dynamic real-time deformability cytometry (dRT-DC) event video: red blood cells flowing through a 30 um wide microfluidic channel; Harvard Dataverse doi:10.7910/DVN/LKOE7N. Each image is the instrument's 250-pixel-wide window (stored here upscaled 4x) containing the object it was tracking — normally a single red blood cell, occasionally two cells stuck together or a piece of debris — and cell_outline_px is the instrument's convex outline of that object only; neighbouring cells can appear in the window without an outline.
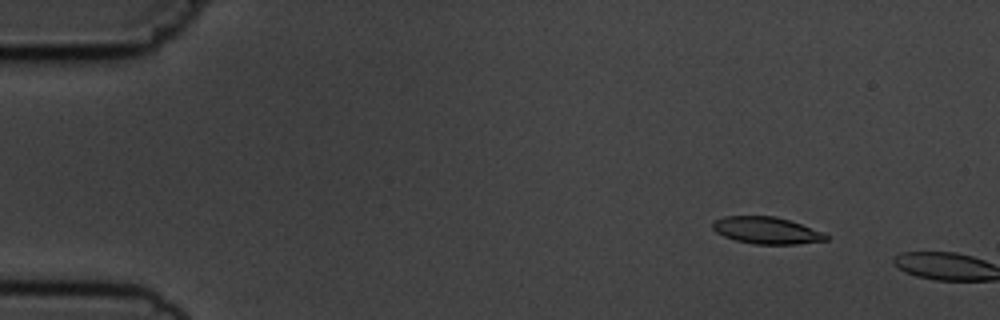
{"species": "common noctule bat (a hibernating species)", "species_latin": "Nyctalus noctula", "temperature_condition": "cold", "stored_images_in_passage": 3, "camera_frame_rate_fps": 3000, "um_per_image_px": 0.085, "animal": {"sex": "male", "body_mass_g": 19.5, "forearm_length_mm": 54.6}, "frame": {"image": 1, "passage_image": 2, "time_ms": 1.0, "image_size_px": [1000, 320], "cell_outline_px": [[828, 240], [796, 244], [756, 244], [736, 240], [724, 236], [716, 232], [712, 228], [712, 220], [724, 216], [776, 216], [800, 224], [820, 232], [828, 236]], "centroid_in_image_um": [65.09, 19.58], "position_along_channel_um": 19.9, "area_um2": 17.57}}